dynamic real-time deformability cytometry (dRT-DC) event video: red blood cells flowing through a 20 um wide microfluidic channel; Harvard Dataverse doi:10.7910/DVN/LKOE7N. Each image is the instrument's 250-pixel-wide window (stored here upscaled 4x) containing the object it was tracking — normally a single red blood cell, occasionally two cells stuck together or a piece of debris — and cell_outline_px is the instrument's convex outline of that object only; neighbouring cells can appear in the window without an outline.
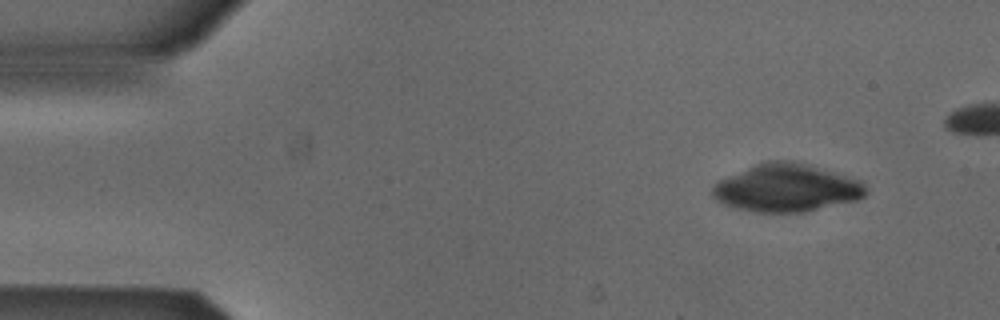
{"species": "Egyptian fruit bat (a non-hibernating species)", "species_latin": "Rousettus aegyptiacus", "temperature_condition": "cold", "stored_images_in_passage": 43, "camera_frame_rate_fps": 3000, "um_per_image_px": 0.085, "animal": {"sex": "male"}, "frame": {"image": 1, "passage_image": 1, "time_ms": 0.0, "image_size_px": [1000, 320], "cell_outline_px": [[868, 192], [864, 196], [856, 200], [804, 212], [756, 212], [736, 208], [724, 204], [716, 200], [712, 196], [712, 188], [720, 180], [760, 160], [796, 160], [812, 164], [860, 180], [864, 184]], "centroid_in_image_um": [66.86, 15.94], "position_along_channel_um": 18.1, "area_um2": 43.12}}